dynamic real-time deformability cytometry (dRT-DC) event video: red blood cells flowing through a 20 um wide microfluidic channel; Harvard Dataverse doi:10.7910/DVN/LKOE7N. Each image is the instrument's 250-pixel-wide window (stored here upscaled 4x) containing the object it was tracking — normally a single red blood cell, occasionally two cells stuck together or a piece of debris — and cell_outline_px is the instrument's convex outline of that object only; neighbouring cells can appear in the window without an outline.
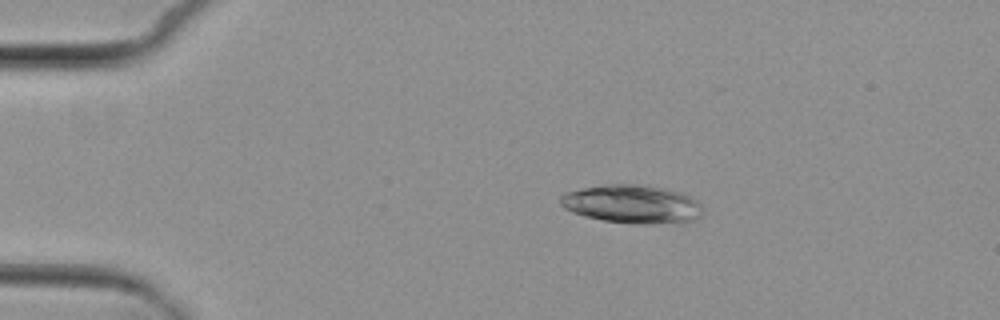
{"species": "common noctule bat (a hibernating species)", "species_latin": "Nyctalus noctula", "temperature_condition": "cold", "stored_images_in_passage": 5, "camera_frame_rate_fps": 3000, "um_per_image_px": 0.085, "animal": {"sex": "female", "body_mass_g": 29.2, "forearm_length_mm": 56.3}, "frame": {"image": 1, "passage_image": 3, "time_ms": 2.667, "image_size_px": [1000, 320], "cell_outline_px": [[700, 216], [692, 220], [680, 224], [636, 224], [604, 220], [584, 216], [572, 212], [564, 208], [560, 204], [560, 196], [564, 192], [580, 188], [604, 184], [636, 184], [664, 188], [680, 192], [692, 196], [700, 204]], "centroid_in_image_um": [53.71, 17.35], "position_along_channel_um": 31.3, "area_um2": 32.19}}